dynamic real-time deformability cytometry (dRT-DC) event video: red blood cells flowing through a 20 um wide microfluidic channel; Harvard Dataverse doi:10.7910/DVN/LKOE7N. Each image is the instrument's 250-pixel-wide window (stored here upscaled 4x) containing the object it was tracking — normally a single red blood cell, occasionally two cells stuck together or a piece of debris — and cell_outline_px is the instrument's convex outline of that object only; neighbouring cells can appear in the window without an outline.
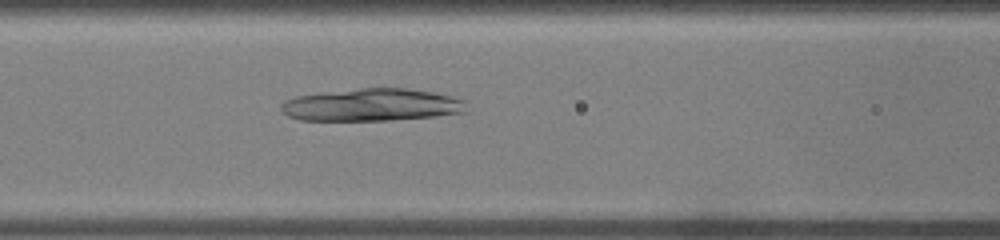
{"species": "common noctule bat (a hibernating species)", "species_latin": "Nyctalus noctula", "temperature_condition": "warm", "stored_images_in_passage": 27, "camera_frame_rate_fps": 3000, "um_per_image_px": 0.085, "animal": {"sex": "male", "body_mass_g": 19.0, "forearm_length_mm": 50.8}, "frame": {"image": 1, "passage_image": 6, "time_ms": 1.667, "image_size_px": [1000, 240], "cell_outline_px": [[468, 112], [436, 116], [388, 120], [300, 120], [288, 116], [280, 108], [280, 104], [284, 100], [296, 96], [360, 88], [404, 88], [432, 92], [464, 100]], "centroid_in_image_um": [31.59, 8.92], "position_along_channel_um": 135.0, "area_um2": 34.85}}
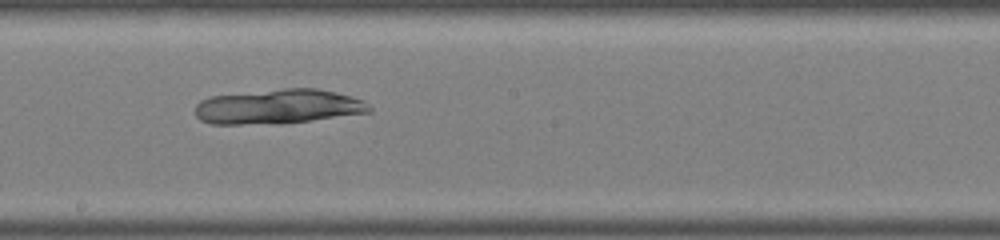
{"frame": {"image": 2, "passage_image": 11, "time_ms": 3.333, "image_size_px": [1000, 240], "cell_outline_px": [[372, 112], [280, 124], [212, 124], [200, 120], [196, 116], [196, 104], [200, 100], [212, 96], [284, 88], [316, 88], [336, 92], [352, 96], [364, 100], [372, 108]], "centroid_in_image_um": [23.67, 9.06], "position_along_channel_um": 224.5, "area_um2": 35.32}}
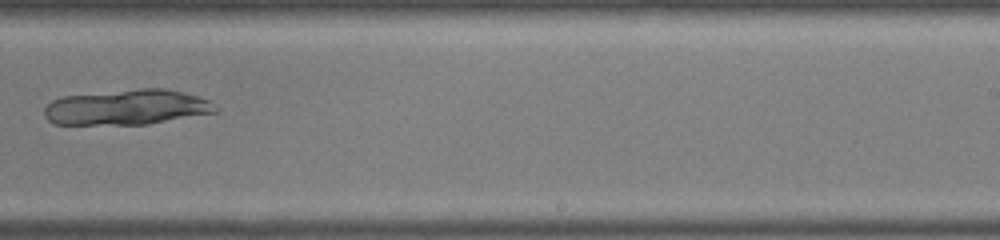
{"frame": {"image": 3, "passage_image": 14, "time_ms": 4.333, "image_size_px": [1000, 240], "cell_outline_px": [[220, 108], [216, 112], [148, 124], [52, 124], [44, 116], [44, 108], [52, 100], [60, 96], [140, 88], [164, 88], [184, 92], [208, 100]], "centroid_in_image_um": [10.77, 9.11], "position_along_channel_um": 278.2, "area_um2": 35.32}}